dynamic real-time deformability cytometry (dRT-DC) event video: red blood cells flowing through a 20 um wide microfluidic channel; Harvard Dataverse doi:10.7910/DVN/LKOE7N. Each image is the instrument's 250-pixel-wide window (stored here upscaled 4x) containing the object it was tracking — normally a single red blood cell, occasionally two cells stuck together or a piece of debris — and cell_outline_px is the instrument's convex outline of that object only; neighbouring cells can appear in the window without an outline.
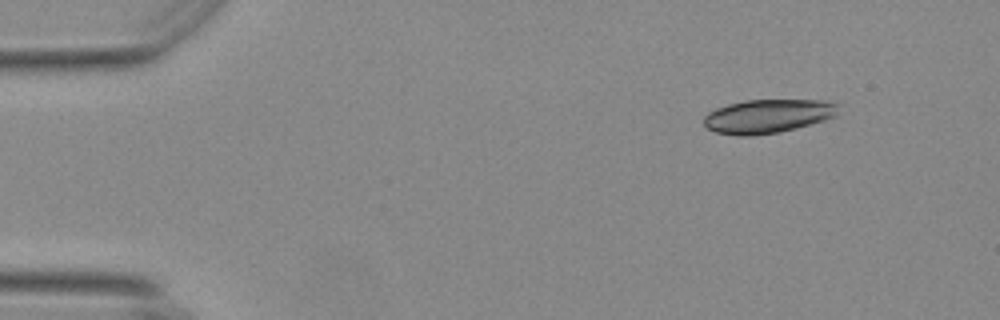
{"species": "Egyptian fruit bat (a non-hibernating species)", "species_latin": "Rousettus aegyptiacus", "temperature_condition": "warm", "stored_images_in_passage": 50, "camera_frame_rate_fps": 3000, "um_per_image_px": 0.085, "animal": {"sex": "female"}, "frame": {"image": 1, "passage_image": 1, "time_ms": 0.0, "image_size_px": [1000, 320], "cell_outline_px": [[840, 104], [836, 116], [824, 120], [796, 128], [780, 132], [752, 136], [736, 136], [716, 132], [708, 128], [704, 124], [704, 116], [708, 112], [716, 108], [728, 104], [744, 100], [824, 100]], "centroid_in_image_um": [65.27, 9.87], "position_along_channel_um": 19.7, "area_um2": 26.65}}
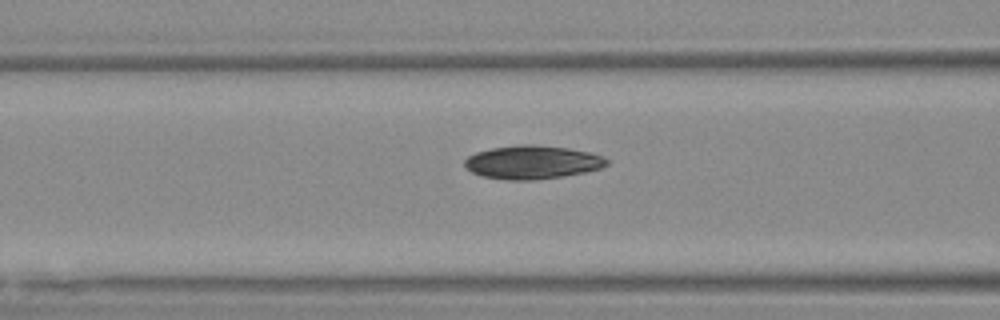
{"frame": {"image": 2, "passage_image": 17, "time_ms": 5.333, "image_size_px": [1000, 320], "cell_outline_px": [[608, 164], [600, 168], [584, 172], [560, 176], [532, 180], [508, 180], [484, 176], [472, 172], [464, 164], [464, 160], [468, 156], [476, 152], [492, 148], [520, 144], [532, 144], [568, 148], [592, 152], [604, 156], [608, 160]], "centroid_in_image_um": [45.26, 13.77], "position_along_channel_um": 121.3, "area_um2": 27.57}}
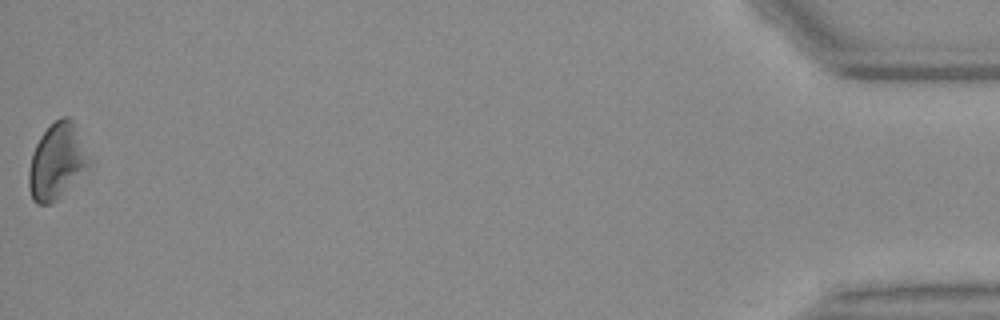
{"frame": {"image": 3, "passage_image": 50, "time_ms": 16.333, "image_size_px": [1000, 320], "cell_outline_px": [[88, 168], [56, 200], [48, 204], [36, 204], [32, 200], [28, 188], [28, 172], [32, 152], [40, 136], [60, 116], [68, 116], [72, 120], [88, 160]], "centroid_in_image_um": [4.76, 13.75], "position_along_channel_um": 430.4, "area_um2": 25.84}, "authors_computed_cell_mechanics": {"area_um2": 26.7325, "velocity_mm_per_s": 3.6854, "shape_relaxation_time_tau1_ms": 3.7722, "shape_relaxation_time_tau2_ms": 5.5222, "deformation_change_tau1": 0.1265, "deformation_change_tau2": 0.1}}